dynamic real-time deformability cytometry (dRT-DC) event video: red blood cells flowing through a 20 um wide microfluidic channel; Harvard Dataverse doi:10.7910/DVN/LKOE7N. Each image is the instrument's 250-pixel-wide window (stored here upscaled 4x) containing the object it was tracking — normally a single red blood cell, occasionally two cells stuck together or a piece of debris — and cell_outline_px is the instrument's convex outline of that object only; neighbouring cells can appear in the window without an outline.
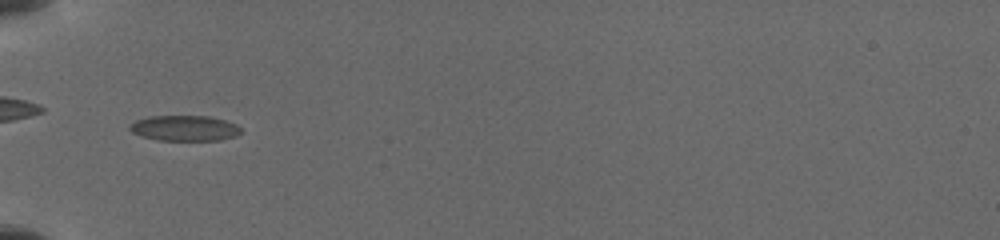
{"species": "common noctule bat (a hibernating species)", "species_latin": "Nyctalus noctula", "temperature_condition": "cold", "stored_images_in_passage": 36, "camera_frame_rate_fps": 3000, "um_per_image_px": 0.085, "animal": {"sex": "female", "body_mass_g": 19.5, "forearm_length_mm": 54.1}, "frame": {"image": 1, "passage_image": 18, "time_ms": 6.667, "image_size_px": [1000, 240], "cell_outline_px": [[240, 132], [236, 136], [220, 140], [160, 140], [144, 136], [132, 132], [128, 128], [136, 120], [148, 116], [208, 116], [224, 120], [236, 124], [240, 128]], "centroid_in_image_um": [15.7, 10.89], "position_along_channel_um": 69.3, "area_um2": 16.3}}
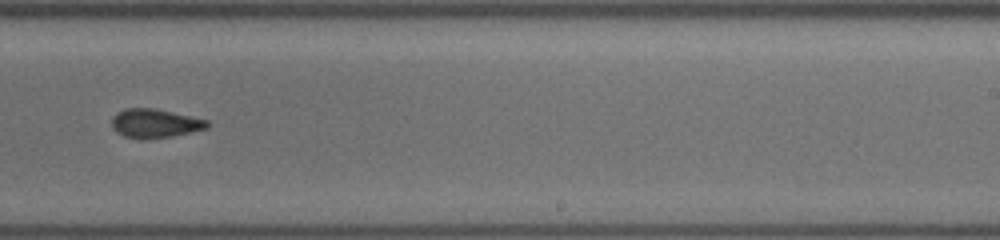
{"frame": {"image": 2, "passage_image": 30, "time_ms": 12.0, "image_size_px": [1000, 240], "cell_outline_px": [[208, 128], [168, 136], [124, 136], [116, 132], [112, 128], [112, 116], [116, 112], [124, 108], [156, 108], [208, 120]], "centroid_in_image_um": [13.14, 10.42], "position_along_channel_um": 275.9, "area_um2": 15.43}}
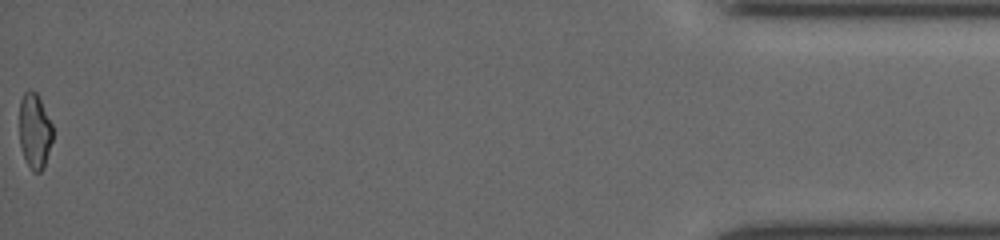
{"frame": {"image": 3, "passage_image": 36, "time_ms": 18.0, "image_size_px": [1000, 240], "cell_outline_px": [[52, 140], [44, 168], [40, 172], [32, 172], [24, 156], [20, 144], [20, 100], [24, 92], [28, 88], [36, 92], [52, 124]], "centroid_in_image_um": [2.94, 11.13], "position_along_channel_um": 432.3, "area_um2": 14.51}}